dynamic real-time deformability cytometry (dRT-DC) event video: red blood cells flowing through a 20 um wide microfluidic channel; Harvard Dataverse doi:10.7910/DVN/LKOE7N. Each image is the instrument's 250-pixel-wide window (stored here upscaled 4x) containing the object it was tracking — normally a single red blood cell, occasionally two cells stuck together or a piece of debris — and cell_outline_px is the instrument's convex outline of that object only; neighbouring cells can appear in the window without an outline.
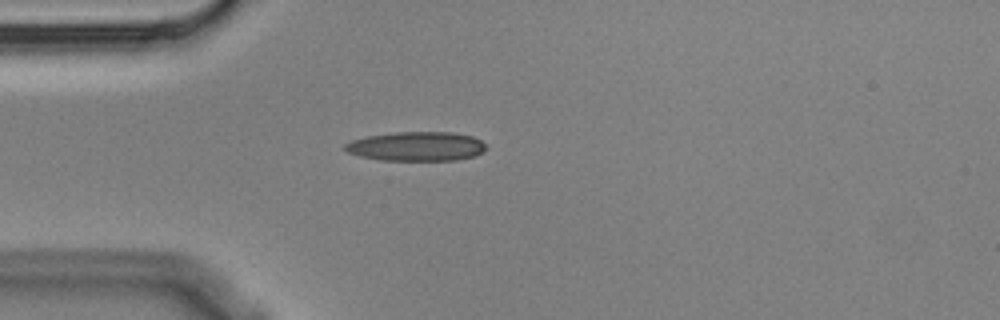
{"species": "Egyptian fruit bat (a non-hibernating species)", "species_latin": "Rousettus aegyptiacus", "temperature_condition": "cold", "stored_images_in_passage": 1, "camera_frame_rate_fps": 3000, "um_per_image_px": 0.085, "animal": {"sex": "male"}, "frame": {"image": 1, "passage_image": 1, "time_ms": 0.0, "image_size_px": [1000, 320], "cell_outline_px": [[488, 148], [476, 156], [456, 160], [380, 160], [360, 156], [348, 152], [344, 148], [344, 144], [352, 140], [368, 136], [396, 132], [452, 132], [472, 136], [480, 140]], "centroid_in_image_um": [35.42, 12.44], "position_along_channel_um": 49.6, "area_um2": 24.04}}